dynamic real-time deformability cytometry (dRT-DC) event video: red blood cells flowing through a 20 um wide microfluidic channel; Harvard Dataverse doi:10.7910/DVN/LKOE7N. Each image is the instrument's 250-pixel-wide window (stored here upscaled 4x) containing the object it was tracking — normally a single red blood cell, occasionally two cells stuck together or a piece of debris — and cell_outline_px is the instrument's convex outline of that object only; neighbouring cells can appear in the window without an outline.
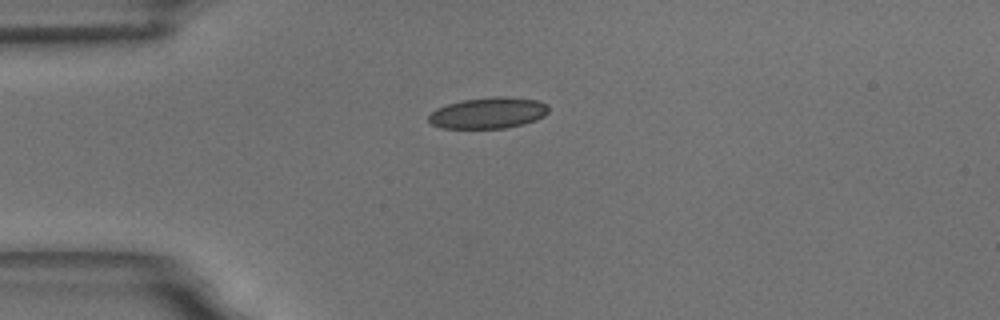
{"species": "common noctule bat (a hibernating species)", "species_latin": "Nyctalus noctula", "temperature_condition": "room temperature", "stored_images_in_passage": 5, "camera_frame_rate_fps": 3000, "um_per_image_px": 0.085, "animal": {"sex": "male", "body_mass_g": 18.8}, "frame": {"image": 1, "passage_image": 1, "time_ms": 0.0, "image_size_px": [1000, 320], "cell_outline_px": [[548, 112], [544, 116], [536, 120], [524, 124], [504, 128], [440, 128], [432, 124], [428, 120], [428, 116], [436, 108], [448, 104], [464, 100], [496, 96], [508, 96], [536, 100], [548, 104]], "centroid_in_image_um": [41.52, 9.6], "position_along_channel_um": 43.5, "area_um2": 21.79}}
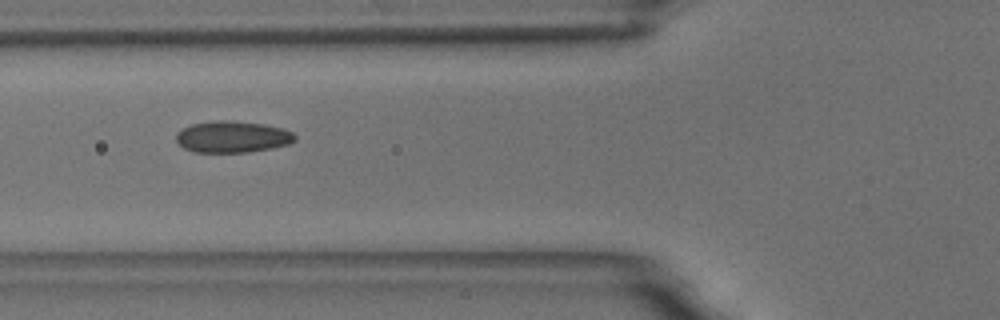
{"frame": {"image": 2, "passage_image": 3, "time_ms": 2.333, "image_size_px": [1000, 320], "cell_outline_px": [[296, 140], [288, 144], [272, 148], [248, 152], [196, 152], [184, 148], [176, 140], [176, 132], [192, 124], [216, 120], [232, 120], [264, 124], [284, 128], [292, 132], [296, 136]], "centroid_in_image_um": [19.78, 11.62], "position_along_channel_um": 106.0, "area_um2": 21.91}}
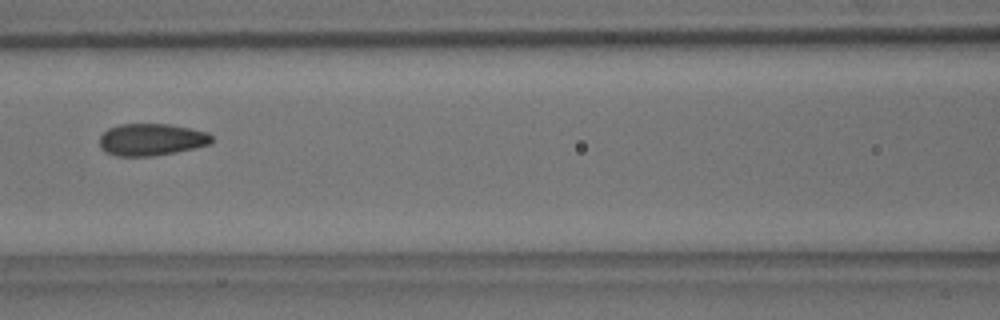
{"frame": {"image": 3, "passage_image": 4, "time_ms": 3.667, "image_size_px": [1000, 320], "cell_outline_px": [[212, 144], [176, 152], [152, 156], [116, 156], [104, 152], [100, 148], [100, 136], [108, 128], [120, 124], [172, 124], [192, 128], [208, 132], [212, 136]], "centroid_in_image_um": [12.88, 11.86], "position_along_channel_um": 153.7, "area_um2": 21.21}}